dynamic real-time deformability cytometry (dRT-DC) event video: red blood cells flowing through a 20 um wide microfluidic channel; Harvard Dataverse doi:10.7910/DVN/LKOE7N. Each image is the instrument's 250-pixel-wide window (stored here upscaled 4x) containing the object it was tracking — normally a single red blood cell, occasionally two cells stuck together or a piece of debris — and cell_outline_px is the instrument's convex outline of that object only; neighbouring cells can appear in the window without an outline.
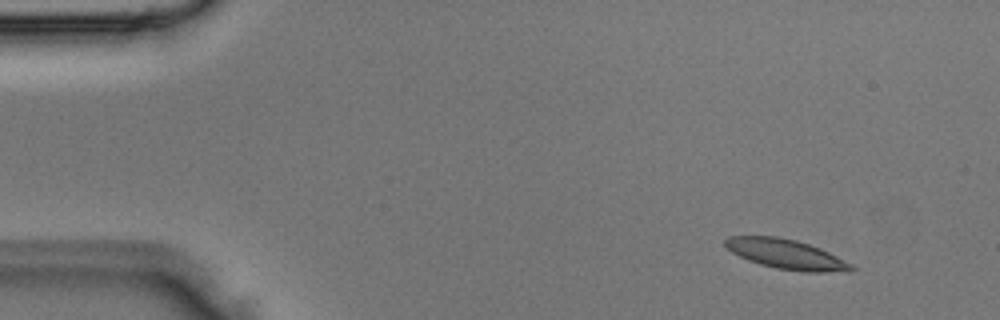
{"species": "Egyptian fruit bat (a non-hibernating species)", "species_latin": "Rousettus aegyptiacus", "temperature_condition": "room temperature", "stored_images_in_passage": 4, "camera_frame_rate_fps": 3000, "um_per_image_px": 0.085, "animal": {"sex": "male"}, "frame": {"image": 1, "passage_image": 1, "time_ms": 0.0, "image_size_px": [1000, 320], "cell_outline_px": [[856, 268], [852, 272], [808, 272], [776, 268], [760, 264], [748, 260], [732, 252], [724, 244], [724, 240], [728, 236], [776, 236], [796, 240], [820, 248], [852, 264]], "centroid_in_image_um": [66.85, 21.61], "position_along_channel_um": 18.1, "area_um2": 21.79}}